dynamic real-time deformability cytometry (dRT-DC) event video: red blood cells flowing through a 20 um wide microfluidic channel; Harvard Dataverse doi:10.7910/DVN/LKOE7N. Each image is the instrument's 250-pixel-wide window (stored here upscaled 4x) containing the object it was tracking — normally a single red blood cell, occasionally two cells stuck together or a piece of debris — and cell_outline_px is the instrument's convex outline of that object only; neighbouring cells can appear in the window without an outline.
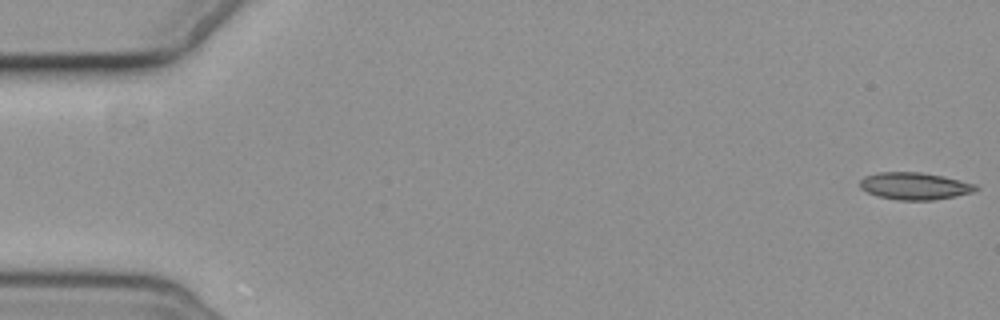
{"species": "common noctule bat (a hibernating species)", "species_latin": "Nyctalus noctula", "temperature_condition": "cold", "stored_images_in_passage": 9, "camera_frame_rate_fps": 3000, "um_per_image_px": 0.085, "animal": {"sex": "female", "body_mass_g": 19.3, "forearm_length_mm": 54.1}, "frame": {"image": 1, "passage_image": 1, "time_ms": 0.0, "image_size_px": [1000, 320], "cell_outline_px": [[980, 188], [972, 192], [956, 196], [932, 200], [896, 200], [876, 196], [860, 188], [860, 180], [864, 176], [876, 172], [920, 172], [944, 176], [976, 184]], "centroid_in_image_um": [77.73, 15.81], "position_along_channel_um": 7.3, "area_um2": 18.5}}
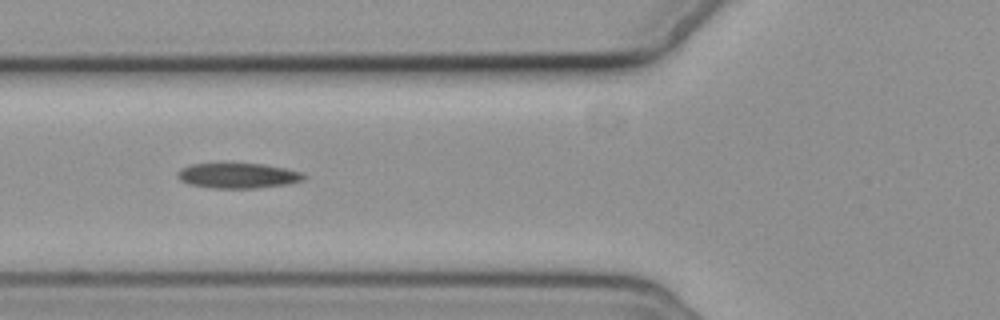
{"frame": {"image": 2, "passage_image": 7, "time_ms": 7.0, "image_size_px": [1000, 320], "cell_outline_px": [[308, 176], [304, 180], [288, 184], [256, 188], [212, 188], [188, 184], [180, 180], [176, 176], [176, 172], [180, 168], [192, 164], [264, 164], [284, 168], [300, 172]], "centroid_in_image_um": [20.21, 14.94], "position_along_channel_um": 105.6, "area_um2": 18.55}}
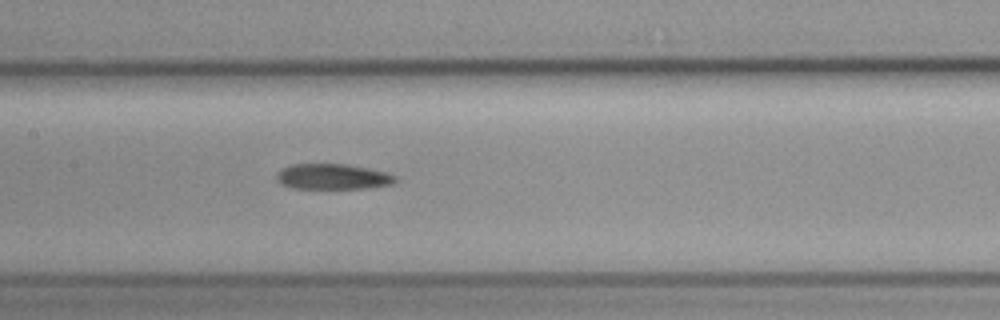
{"frame": {"image": 3, "passage_image": 9, "time_ms": 9.0, "image_size_px": [1000, 320], "cell_outline_px": [[400, 180], [392, 184], [364, 188], [292, 188], [280, 184], [276, 180], [276, 176], [284, 168], [292, 164], [344, 164], [368, 168], [384, 172], [396, 176]], "centroid_in_image_um": [28.29, 15.02], "position_along_channel_um": 179.1, "area_um2": 17.51}}